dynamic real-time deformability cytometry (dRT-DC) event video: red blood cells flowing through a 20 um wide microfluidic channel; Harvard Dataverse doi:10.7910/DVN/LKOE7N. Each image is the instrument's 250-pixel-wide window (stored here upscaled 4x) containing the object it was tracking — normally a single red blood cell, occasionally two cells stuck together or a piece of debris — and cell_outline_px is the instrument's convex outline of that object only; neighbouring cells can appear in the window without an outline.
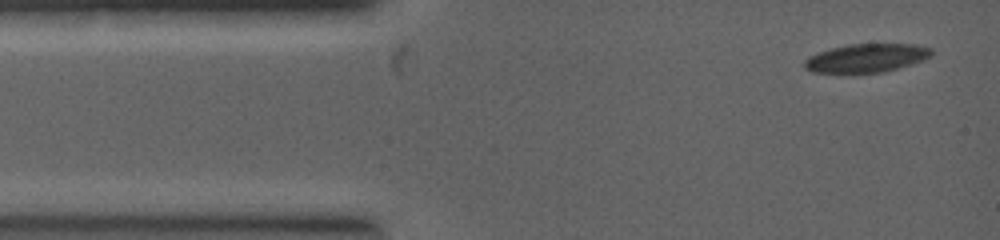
{"species": "common noctule bat (a hibernating species)", "species_latin": "Nyctalus noctula", "temperature_condition": "warm", "stored_images_in_passage": 7, "camera_frame_rate_fps": 5000, "um_per_image_px": 0.085, "animal": {"sex": "female", "body_mass_g": 19.0, "forearm_length_mm": 53.3}, "frame": {"image": 1, "passage_image": 1, "time_ms": 0.0, "image_size_px": [1000, 240], "cell_outline_px": [[932, 52], [924, 60], [896, 68], [880, 72], [812, 72], [804, 68], [804, 60], [820, 52], [832, 48], [848, 44], [916, 44], [932, 48]], "centroid_in_image_um": [73.65, 4.92], "position_along_channel_um": 11.3, "area_um2": 20.63}}